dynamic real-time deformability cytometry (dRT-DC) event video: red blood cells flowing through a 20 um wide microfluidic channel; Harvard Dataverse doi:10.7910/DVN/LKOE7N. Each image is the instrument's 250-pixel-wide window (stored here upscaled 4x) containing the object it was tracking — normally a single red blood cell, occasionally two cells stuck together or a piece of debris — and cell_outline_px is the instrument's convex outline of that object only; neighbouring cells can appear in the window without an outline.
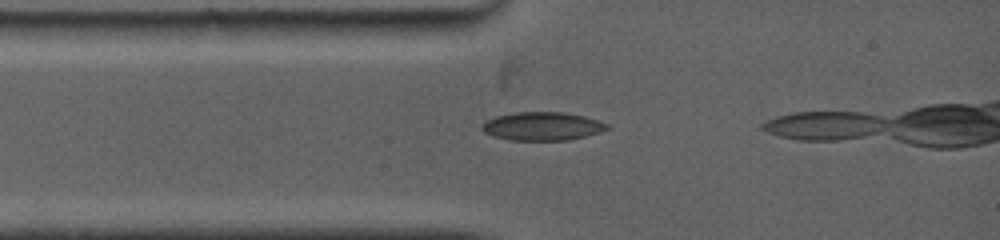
{"species": "common noctule bat (a hibernating species)", "species_latin": "Nyctalus noctula", "temperature_condition": "warm", "stored_images_in_passage": 3, "camera_frame_rate_fps": 5000, "um_per_image_px": 0.085, "animal": {"sex": "female", "body_mass_g": 19.0, "forearm_length_mm": 53.3}, "frame": {"image": 1, "passage_image": 2, "time_ms": 0.8, "image_size_px": [1000, 240], "cell_outline_px": [[612, 128], [600, 132], [568, 140], [508, 140], [492, 136], [484, 132], [480, 128], [480, 124], [496, 116], [512, 112], [564, 112], [584, 116], [608, 124]], "centroid_in_image_um": [46.07, 10.73], "position_along_channel_um": 38.9, "area_um2": 20.81}}